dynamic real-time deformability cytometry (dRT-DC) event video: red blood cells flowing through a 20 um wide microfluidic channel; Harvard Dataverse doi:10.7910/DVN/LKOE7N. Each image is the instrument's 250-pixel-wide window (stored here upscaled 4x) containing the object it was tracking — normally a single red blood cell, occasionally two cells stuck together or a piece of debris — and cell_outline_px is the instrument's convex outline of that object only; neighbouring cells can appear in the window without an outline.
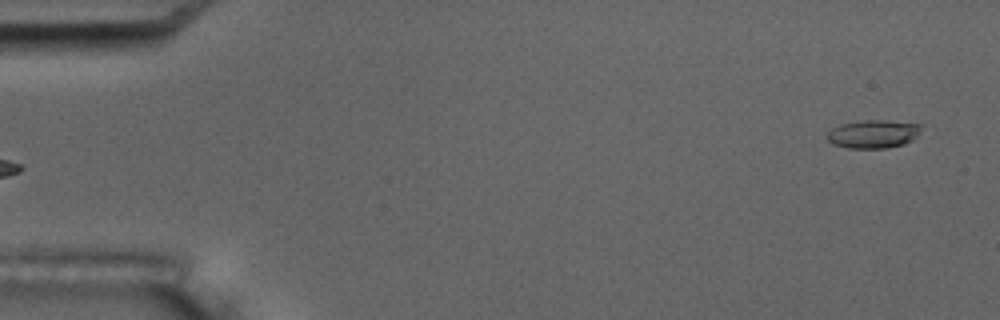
{"species": "common noctule bat (a hibernating species)", "species_latin": "Nyctalus noctula", "temperature_condition": "room temperature", "stored_images_in_passage": 4, "camera_frame_rate_fps": 3000, "um_per_image_px": 0.085, "animal": {"sex": "male", "body_mass_g": 17.5, "forearm_length_mm": 52.3}, "frame": {"image": 1, "passage_image": 4, "time_ms": 4.333, "image_size_px": [1000, 320], "cell_outline_px": [[924, 124], [920, 132], [912, 140], [904, 144], [888, 148], [848, 148], [832, 144], [824, 136], [832, 128], [840, 124], [856, 120], [888, 120]], "centroid_in_image_um": [74.22, 11.37], "position_along_channel_um": 10.8, "area_um2": 15.9}}